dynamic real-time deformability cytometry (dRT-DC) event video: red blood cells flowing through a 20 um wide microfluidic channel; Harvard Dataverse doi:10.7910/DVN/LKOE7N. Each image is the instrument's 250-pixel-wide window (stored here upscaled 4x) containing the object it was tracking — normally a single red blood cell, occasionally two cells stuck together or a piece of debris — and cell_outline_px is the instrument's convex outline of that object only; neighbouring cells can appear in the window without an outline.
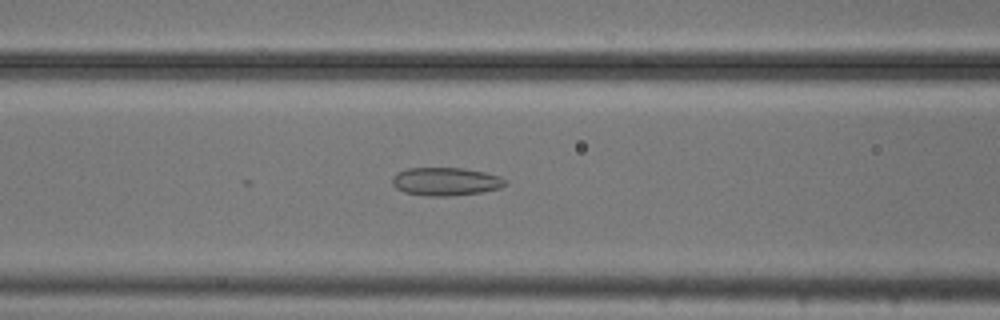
{"species": "common noctule bat (a hibernating species)", "species_latin": "Nyctalus noctula", "temperature_condition": "cold", "stored_images_in_passage": 11, "camera_frame_rate_fps": 3000, "um_per_image_px": 0.085, "animal": {"sex": "male", "body_mass_g": 20.5, "forearm_length_mm": 52.5}, "frame": {"image": 1, "passage_image": 7, "time_ms": 2.0, "image_size_px": [1000, 320], "cell_outline_px": [[508, 184], [500, 188], [480, 192], [448, 196], [428, 196], [404, 192], [396, 188], [392, 184], [392, 176], [396, 172], [408, 168], [464, 168], [484, 172], [500, 176], [508, 180]], "centroid_in_image_um": [37.89, 15.42], "position_along_channel_um": 128.7, "area_um2": 18.67}}
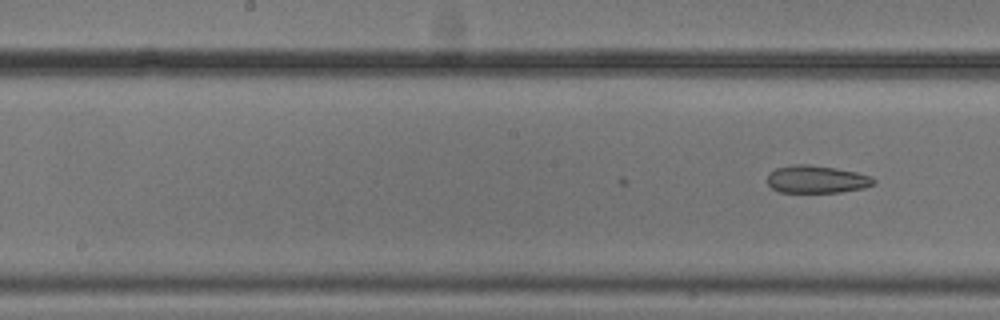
{"frame": {"image": 2, "passage_image": 11, "time_ms": 3.333, "image_size_px": [1000, 320], "cell_outline_px": [[876, 184], [864, 188], [840, 192], [780, 192], [772, 188], [768, 184], [768, 172], [776, 168], [792, 164], [808, 164], [836, 168], [856, 172], [872, 176], [876, 180]], "centroid_in_image_um": [69.43, 15.23], "position_along_channel_um": 178.8, "area_um2": 17.28}}